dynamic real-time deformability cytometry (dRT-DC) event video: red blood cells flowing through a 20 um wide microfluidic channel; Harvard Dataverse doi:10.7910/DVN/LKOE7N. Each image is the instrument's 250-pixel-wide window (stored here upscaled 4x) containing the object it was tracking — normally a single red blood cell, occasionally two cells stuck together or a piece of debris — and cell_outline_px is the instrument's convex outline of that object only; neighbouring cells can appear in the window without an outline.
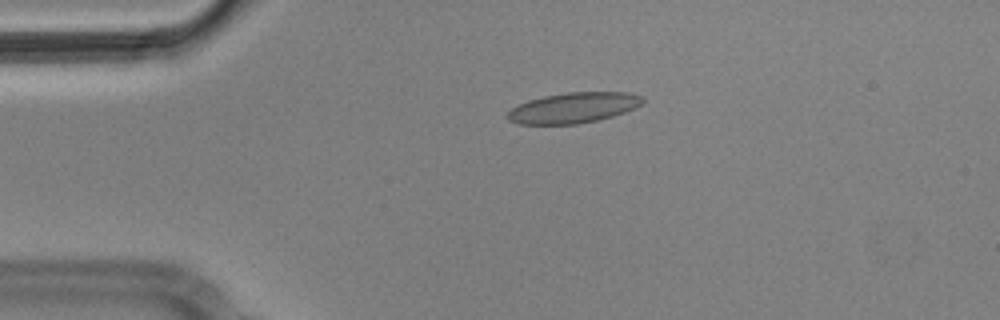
{"species": "Egyptian fruit bat (a non-hibernating species)", "species_latin": "Rousettus aegyptiacus", "temperature_condition": "cold", "stored_images_in_passage": 5, "camera_frame_rate_fps": 3000, "um_per_image_px": 0.085, "animal": {"sex": "male"}, "frame": {"image": 1, "passage_image": 4, "time_ms": 1.0, "image_size_px": [1000, 320], "cell_outline_px": [[644, 104], [636, 108], [600, 120], [576, 124], [520, 124], [508, 120], [504, 116], [512, 108], [528, 100], [544, 96], [568, 92], [628, 92], [644, 96]], "centroid_in_image_um": [48.78, 9.16], "position_along_channel_um": 36.2, "area_um2": 24.22}}